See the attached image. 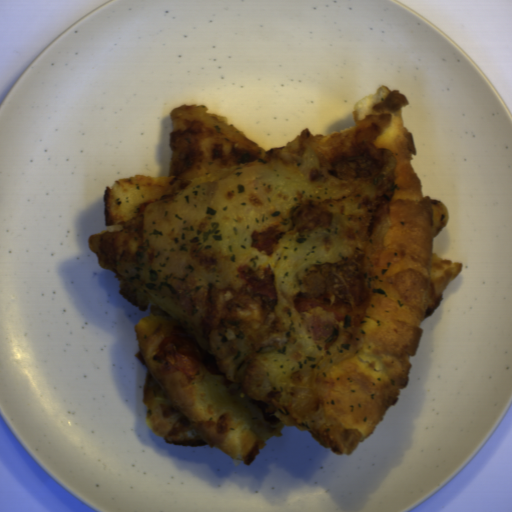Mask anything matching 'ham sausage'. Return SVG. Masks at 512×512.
Segmentation results:
<instances>
[{"label":"ham sausage","mask_w":512,"mask_h":512,"mask_svg":"<svg viewBox=\"0 0 512 512\" xmlns=\"http://www.w3.org/2000/svg\"><path fill=\"white\" fill-rule=\"evenodd\" d=\"M309 332L313 339L322 343L325 349H331L337 340L339 326L332 321L322 320L317 314L312 316L309 323Z\"/></svg>","instance_id":"0cea0756"}]
</instances>
